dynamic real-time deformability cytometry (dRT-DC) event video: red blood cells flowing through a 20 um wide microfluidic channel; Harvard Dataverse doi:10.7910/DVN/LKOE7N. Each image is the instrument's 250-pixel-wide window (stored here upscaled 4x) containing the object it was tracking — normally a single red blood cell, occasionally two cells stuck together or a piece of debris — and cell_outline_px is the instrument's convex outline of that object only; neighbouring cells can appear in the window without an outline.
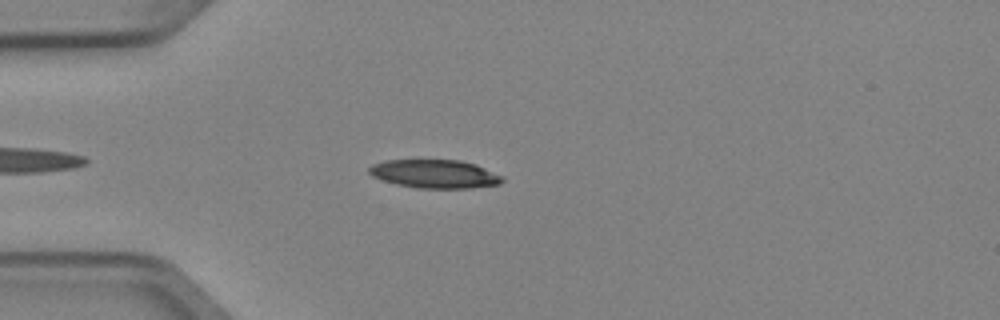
{"species": "Egyptian fruit bat (a non-hibernating species)", "species_latin": "Rousettus aegyptiacus", "temperature_condition": "cold", "stored_images_in_passage": 5, "camera_frame_rate_fps": 3000, "um_per_image_px": 0.085, "animal": {"sex": "female"}, "frame": {"image": 1, "passage_image": 4, "time_ms": 1.0, "image_size_px": [1000, 320], "cell_outline_px": [[504, 180], [500, 184], [472, 188], [416, 188], [396, 184], [372, 176], [368, 172], [368, 168], [372, 164], [384, 160], [460, 160], [476, 164], [504, 176]], "centroid_in_image_um": [36.97, 14.78], "position_along_channel_um": 48.0, "area_um2": 22.25}}